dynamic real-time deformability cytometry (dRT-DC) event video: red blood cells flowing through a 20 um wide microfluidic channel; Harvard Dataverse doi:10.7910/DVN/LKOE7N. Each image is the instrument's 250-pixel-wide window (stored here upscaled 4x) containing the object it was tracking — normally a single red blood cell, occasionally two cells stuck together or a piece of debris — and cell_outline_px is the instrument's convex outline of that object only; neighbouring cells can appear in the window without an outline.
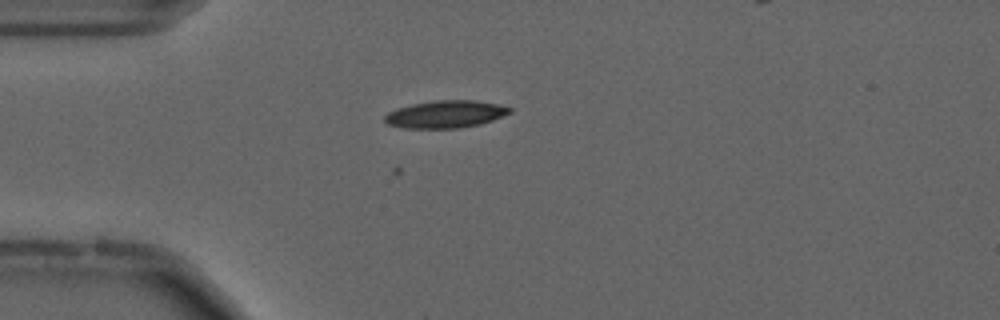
{"species": "common noctule bat (a hibernating species)", "species_latin": "Nyctalus noctula", "temperature_condition": "cold", "stored_images_in_passage": 3, "camera_frame_rate_fps": 3000, "um_per_image_px": 0.085, "animal": {"sex": "male", "forearm_length_mm": 52.5}, "frame": {"image": 1, "passage_image": 1, "time_ms": 0.0, "image_size_px": [1000, 320], "cell_outline_px": [[512, 112], [492, 120], [480, 124], [460, 128], [404, 128], [388, 124], [384, 120], [384, 116], [388, 112], [396, 108], [412, 104], [436, 100], [476, 100], [496, 104], [512, 108]], "centroid_in_image_um": [37.86, 9.7], "position_along_channel_um": 47.1, "area_um2": 19.94}}